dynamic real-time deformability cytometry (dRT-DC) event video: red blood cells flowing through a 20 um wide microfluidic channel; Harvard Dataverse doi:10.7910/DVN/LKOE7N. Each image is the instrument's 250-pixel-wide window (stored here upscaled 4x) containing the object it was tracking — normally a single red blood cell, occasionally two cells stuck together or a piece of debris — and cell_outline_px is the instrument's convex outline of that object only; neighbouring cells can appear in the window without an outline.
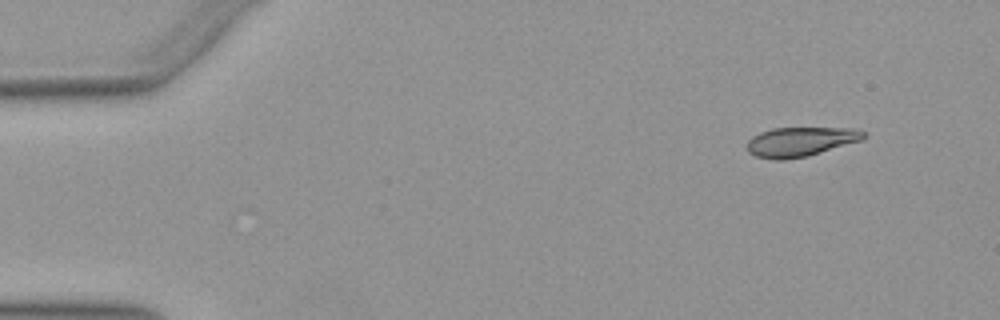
{"species": "Egyptian fruit bat (a non-hibernating species)", "species_latin": "Rousettus aegyptiacus", "temperature_condition": "warm", "stored_images_in_passage": 52, "camera_frame_rate_fps": 3000, "um_per_image_px": 0.085, "animal": {"sex": "female"}, "frame": {"image": 1, "passage_image": 5, "time_ms": 1.333, "image_size_px": [1000, 320], "cell_outline_px": [[864, 136], [860, 140], [808, 156], [784, 160], [776, 160], [756, 156], [748, 152], [748, 140], [752, 136], [760, 132], [772, 128], [856, 128], [864, 132]], "centroid_in_image_um": [67.99, 12.04], "position_along_channel_um": 17.0, "area_um2": 19.77}}
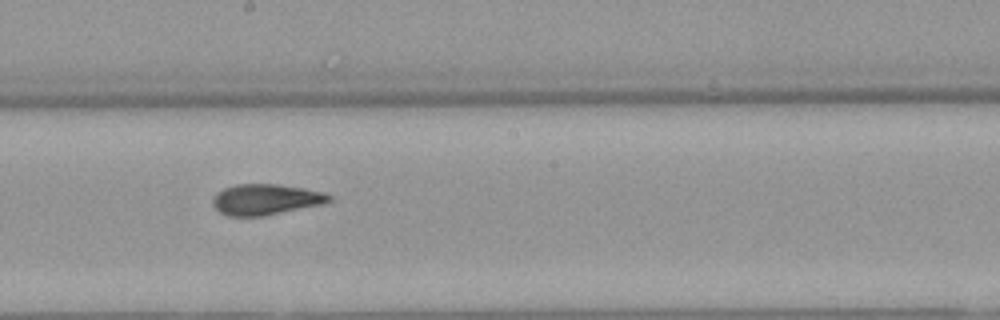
{"frame": {"image": 2, "passage_image": 29, "time_ms": 9.333, "image_size_px": [1000, 320], "cell_outline_px": [[332, 200], [324, 204], [264, 216], [228, 216], [220, 212], [212, 204], [212, 200], [216, 192], [224, 188], [236, 184], [276, 184], [324, 192], [332, 196]], "centroid_in_image_um": [22.58, 16.96], "position_along_channel_um": 225.6, "area_um2": 20.92}}
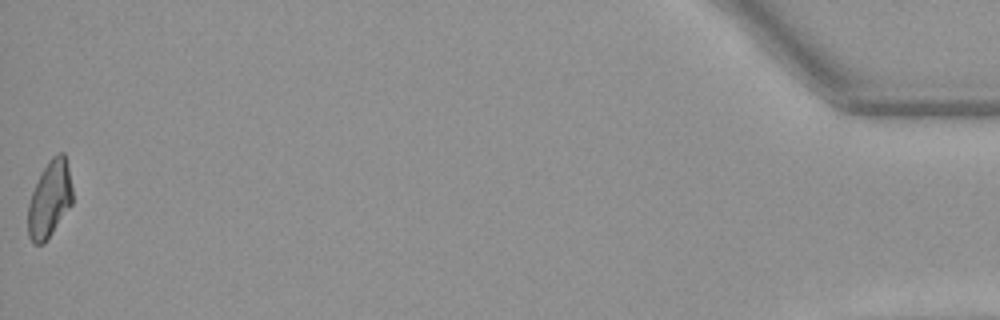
{"frame": {"image": 3, "passage_image": 52, "time_ms": 17.0, "image_size_px": [1000, 320], "cell_outline_px": [[72, 204], [44, 244], [32, 244], [28, 236], [28, 204], [32, 192], [40, 172], [48, 160], [52, 156], [60, 152], [64, 152], [68, 168], [72, 188]], "centroid_in_image_um": [4.2, 16.93], "position_along_channel_um": 431.0, "area_um2": 19.94}, "authors_computed_cell_mechanics": {"area_um2": 20.7213, "velocity_mm_per_s": 3.9498, "shape_relaxation_time_tau1_ms": 7.7298, "shape_relaxation_time_tau2_ms": 2.3398, "deformation_change_tau1": 0.222, "deformation_change_tau2": 0.0726}}